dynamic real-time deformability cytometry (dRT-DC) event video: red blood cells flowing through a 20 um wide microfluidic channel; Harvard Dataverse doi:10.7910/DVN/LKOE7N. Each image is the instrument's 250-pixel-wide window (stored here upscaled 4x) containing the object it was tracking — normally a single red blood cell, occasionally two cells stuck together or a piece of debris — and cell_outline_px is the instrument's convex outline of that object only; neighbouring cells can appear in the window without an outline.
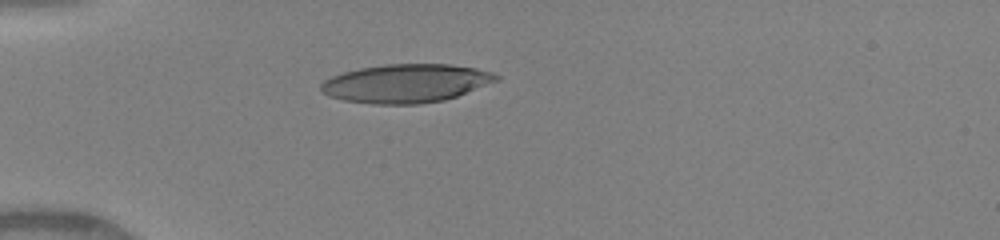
{"species": "human", "species_latin": "Homo sapiens", "temperature_condition": "warm", "stored_images_in_passage": 35, "camera_frame_rate_fps": 3000, "um_per_image_px": 0.085, "donor": {"sex": "female"}, "frame": {"image": 1, "passage_image": 1, "time_ms": 0.0, "image_size_px": [1000, 240], "cell_outline_px": [[500, 80], [456, 96], [444, 100], [420, 104], [372, 104], [344, 100], [328, 96], [320, 88], [320, 84], [324, 80], [332, 76], [344, 72], [360, 68], [384, 64], [452, 64], [476, 68], [492, 72], [500, 76]], "centroid_in_image_um": [34.52, 7.08], "position_along_channel_um": 50.5, "area_um2": 39.42}}
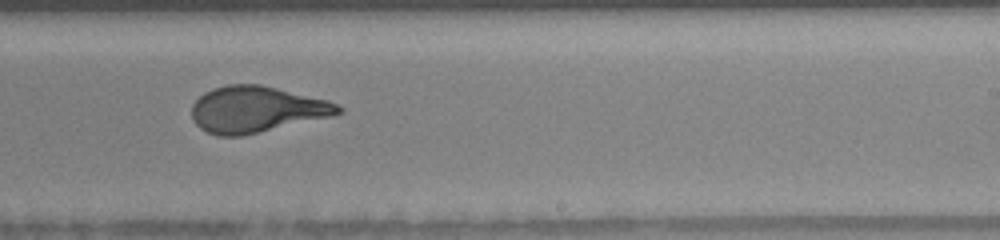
{"frame": {"image": 2, "passage_image": 18, "time_ms": 5.667, "image_size_px": [1000, 240], "cell_outline_px": [[344, 112], [332, 116], [240, 136], [216, 136], [200, 128], [192, 120], [192, 104], [204, 92], [212, 88], [228, 84], [260, 84], [328, 100], [344, 108]], "centroid_in_image_um": [21.78, 9.29], "position_along_channel_um": 267.2, "area_um2": 39.36}}
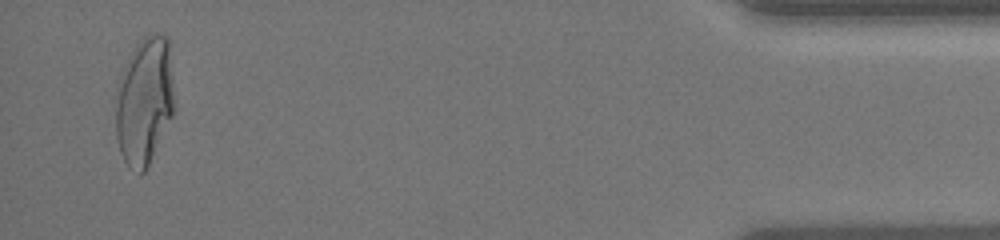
{"frame": {"image": 3, "passage_image": 34, "time_ms": 11.0, "image_size_px": [1000, 240], "cell_outline_px": [[172, 116], [148, 168], [144, 172], [140, 172], [128, 164], [124, 160], [120, 152], [116, 136], [116, 88], [128, 56], [140, 40], [144, 36], [160, 32], [168, 36], [172, 92]], "centroid_in_image_um": [12.25, 8.57], "position_along_channel_um": 422.9, "area_um2": 43.18}, "authors_computed_cell_mechanics": {"area_um2": 39.6508, "velocity_mm_per_s": 4.1695, "shape_relaxation_time_tau1_ms": 6.1666, "shape_relaxation_time_tau2_ms": 0.7278, "deformation_change_tau1": 0.27, "deformation_change_tau2": 0.0876}}